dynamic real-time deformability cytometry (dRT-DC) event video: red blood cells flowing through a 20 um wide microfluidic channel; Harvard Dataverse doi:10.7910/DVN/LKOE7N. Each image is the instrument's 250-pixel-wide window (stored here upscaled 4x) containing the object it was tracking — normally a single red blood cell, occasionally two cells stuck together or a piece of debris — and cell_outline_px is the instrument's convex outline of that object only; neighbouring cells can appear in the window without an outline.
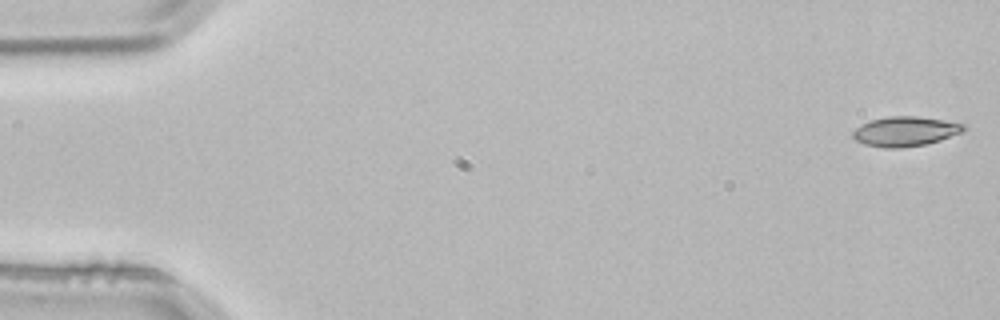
{"species": "common noctule bat (a hibernating species)", "species_latin": "Nyctalus noctula", "temperature_condition": "room temperature", "stored_images_in_passage": 53, "camera_frame_rate_fps": 3000, "um_per_image_px": 0.085, "animal": {"sex": "male", "body_mass_g": 21.5, "forearm_length_mm": 52.0}, "frame": {"image": 1, "passage_image": 1, "time_ms": 0.0, "image_size_px": [1000, 320], "cell_outline_px": [[968, 128], [964, 132], [940, 140], [924, 144], [900, 148], [884, 148], [864, 144], [856, 140], [852, 136], [852, 132], [856, 128], [872, 120], [888, 116], [916, 116], [944, 120], [964, 124]], "centroid_in_image_um": [76.98, 11.17], "position_along_channel_um": 8.0, "area_um2": 19.13}}
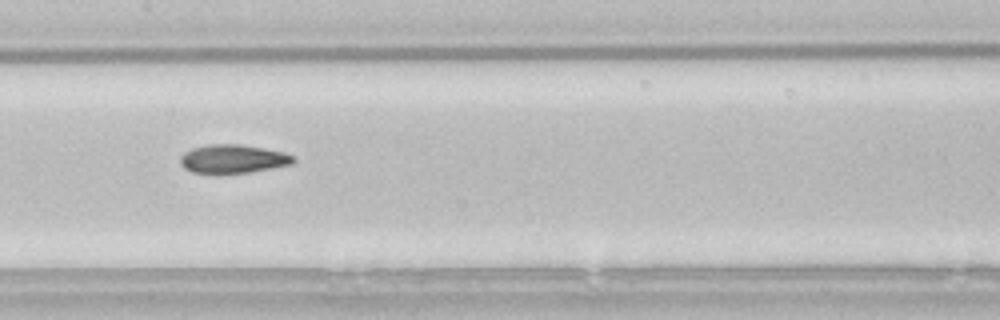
{"frame": {"image": 2, "passage_image": 26, "time_ms": 8.333, "image_size_px": [1000, 320], "cell_outline_px": [[296, 160], [292, 164], [248, 172], [192, 172], [184, 168], [180, 164], [180, 156], [184, 152], [192, 148], [212, 144], [240, 144], [264, 148], [284, 152], [292, 156]], "centroid_in_image_um": [19.79, 13.48], "position_along_channel_um": 187.6, "area_um2": 18.5}}
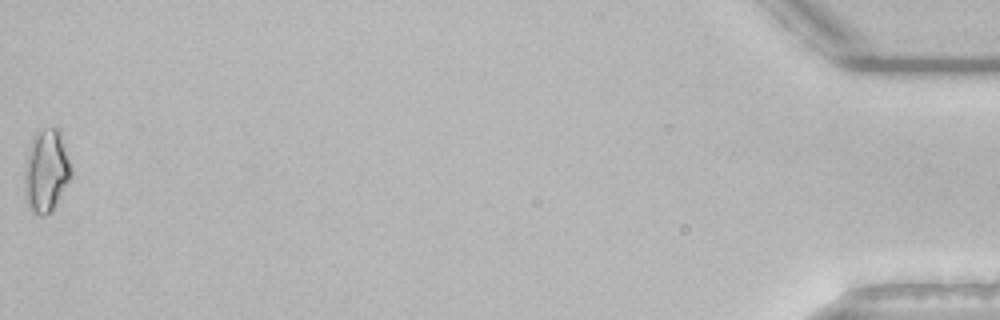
{"frame": {"image": 3, "passage_image": 53, "time_ms": 17.333, "image_size_px": [1000, 320], "cell_outline_px": [[72, 172], [52, 212], [44, 216], [40, 216], [32, 208], [28, 200], [24, 176], [32, 140], [44, 128], [56, 128], [60, 132], [72, 168]], "centroid_in_image_um": [3.97, 14.53], "position_along_channel_um": 431.2, "area_um2": 21.33}, "authors_computed_cell_mechanics": {"area_um2": 18.7272, "velocity_mm_per_s": 3.8399, "shape_relaxation_time_tau1_ms": 10.5452, "shape_relaxation_time_tau2_ms": 4.0037, "deformation_change_tau1": 0.228, "deformation_change_tau2": 0.1083}}